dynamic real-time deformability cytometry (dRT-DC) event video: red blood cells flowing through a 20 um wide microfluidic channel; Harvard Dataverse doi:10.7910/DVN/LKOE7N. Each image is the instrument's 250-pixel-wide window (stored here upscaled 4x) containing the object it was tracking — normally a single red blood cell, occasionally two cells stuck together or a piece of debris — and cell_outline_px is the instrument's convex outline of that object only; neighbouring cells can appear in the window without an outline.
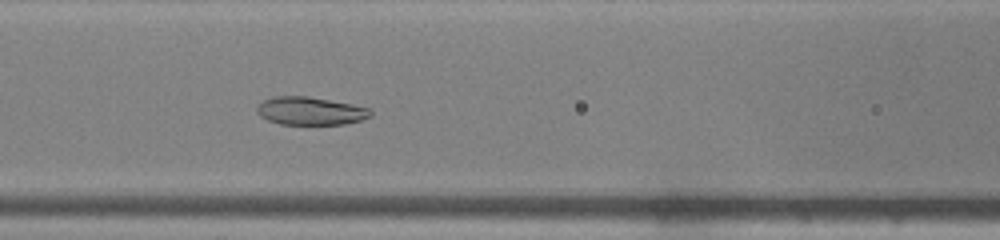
{"species": "common noctule bat (a hibernating species)", "species_latin": "Nyctalus noctula", "temperature_condition": "warm", "stored_images_in_passage": 32, "camera_frame_rate_fps": 3000, "um_per_image_px": 0.085, "animal": {"sex": "male", "body_mass_g": 19.0, "forearm_length_mm": 50.8}, "frame": {"image": 1, "passage_image": 6, "time_ms": 1.667, "image_size_px": [1000, 240], "cell_outline_px": [[372, 116], [360, 120], [344, 124], [280, 124], [268, 120], [260, 116], [256, 112], [256, 108], [264, 100], [272, 96], [308, 96], [352, 104], [368, 108], [372, 112]], "centroid_in_image_um": [26.36, 9.43], "position_along_channel_um": 140.2, "area_um2": 18.5}}
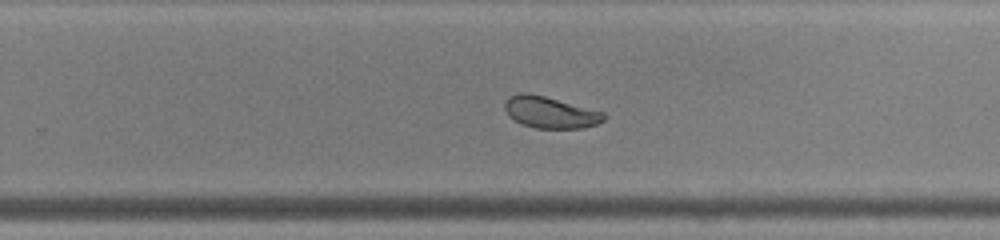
{"frame": {"image": 2, "passage_image": 16, "time_ms": 5.0, "image_size_px": [1000, 240], "cell_outline_px": [[604, 120], [596, 124], [584, 128], [536, 128], [520, 124], [508, 116], [504, 108], [504, 104], [508, 96], [520, 92], [528, 92], [544, 96], [604, 112]], "centroid_in_image_um": [46.71, 9.54], "position_along_channel_um": 283.1, "area_um2": 18.26}}
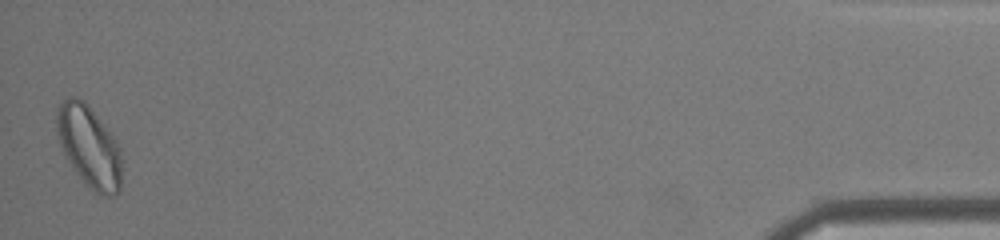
{"frame": {"image": 3, "passage_image": 32, "time_ms": 10.333, "image_size_px": [1000, 240], "cell_outline_px": [[120, 188], [116, 196], [100, 196], [84, 184], [68, 160], [60, 144], [56, 132], [56, 108], [68, 96], [76, 96], [84, 100], [88, 104], [116, 140], [120, 148]], "centroid_in_image_um": [7.56, 12.44], "position_along_channel_um": 427.6, "area_um2": 30.98}, "authors_computed_cell_mechanics": {"area_um2": 18.9873, "velocity_mm_per_s": 4.301, "shape_relaxation_time_tau1_ms": 8.9019, "shape_relaxation_time_tau2_ms": null, "deformation_change_tau1": 0.1655, "deformation_change_tau2": null}}